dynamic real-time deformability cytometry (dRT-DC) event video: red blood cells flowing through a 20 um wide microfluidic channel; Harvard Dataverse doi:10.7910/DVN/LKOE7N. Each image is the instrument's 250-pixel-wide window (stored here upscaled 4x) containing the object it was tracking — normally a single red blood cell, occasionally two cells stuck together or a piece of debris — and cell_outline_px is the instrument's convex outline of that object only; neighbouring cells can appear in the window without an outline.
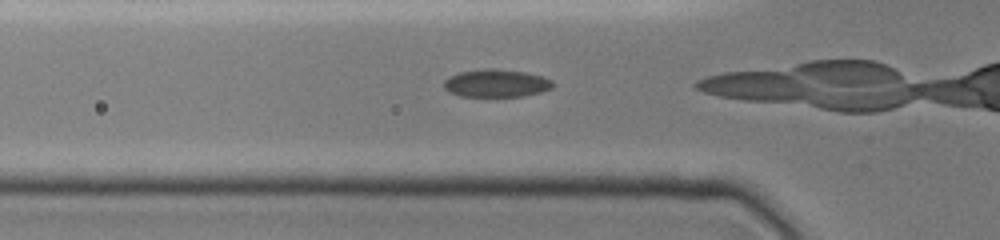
{"species": "common noctule bat (a hibernating species)", "species_latin": "Nyctalus noctula", "temperature_condition": "cold", "stored_images_in_passage": 30, "camera_frame_rate_fps": 3000, "um_per_image_px": 0.085, "animal": {"sex": "female", "body_mass_g": 19.0, "forearm_length_mm": 51.5}, "frame": {"image": 1, "passage_image": 9, "time_ms": 2.667, "image_size_px": [1000, 240], "cell_outline_px": [[556, 84], [552, 88], [540, 92], [524, 96], [460, 96], [448, 92], [444, 88], [444, 80], [448, 76], [460, 72], [484, 68], [496, 68], [524, 72], [540, 76], [552, 80]], "centroid_in_image_um": [42.16, 7.07], "position_along_channel_um": 83.6, "area_um2": 17.74}}
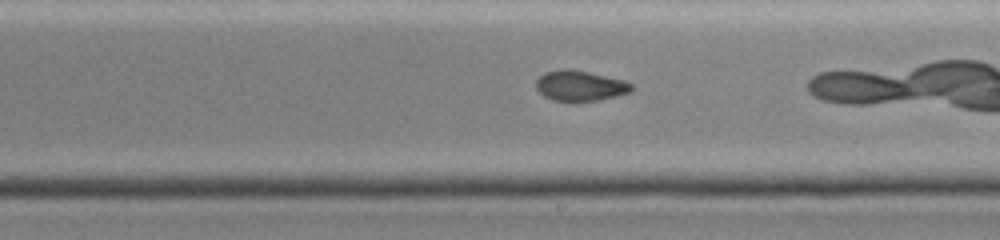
{"frame": {"image": 2, "passage_image": 21, "time_ms": 6.667, "image_size_px": [1000, 240], "cell_outline_px": [[632, 88], [628, 92], [616, 96], [596, 100], [552, 100], [544, 96], [536, 88], [536, 80], [544, 72], [564, 68], [572, 68], [628, 80], [632, 84]], "centroid_in_image_um": [49.31, 7.25], "position_along_channel_um": 239.7, "area_um2": 16.94}}
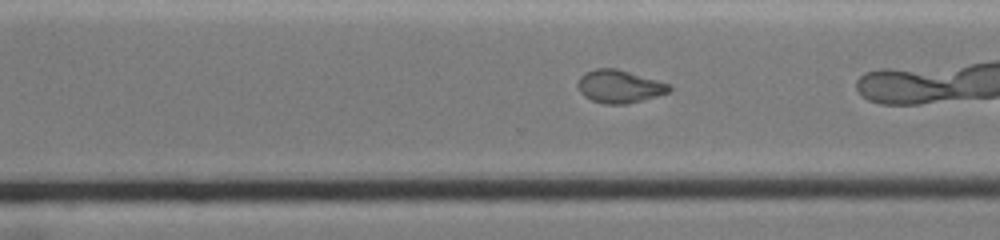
{"frame": {"image": 3, "passage_image": 27, "time_ms": 8.667, "image_size_px": [1000, 240], "cell_outline_px": [[672, 88], [668, 92], [656, 96], [628, 104], [604, 104], [592, 100], [584, 96], [580, 92], [576, 84], [580, 76], [584, 72], [596, 68], [616, 68], [656, 80], [668, 84]], "centroid_in_image_um": [52.59, 7.35], "position_along_channel_um": 318.0, "area_um2": 17.46}}